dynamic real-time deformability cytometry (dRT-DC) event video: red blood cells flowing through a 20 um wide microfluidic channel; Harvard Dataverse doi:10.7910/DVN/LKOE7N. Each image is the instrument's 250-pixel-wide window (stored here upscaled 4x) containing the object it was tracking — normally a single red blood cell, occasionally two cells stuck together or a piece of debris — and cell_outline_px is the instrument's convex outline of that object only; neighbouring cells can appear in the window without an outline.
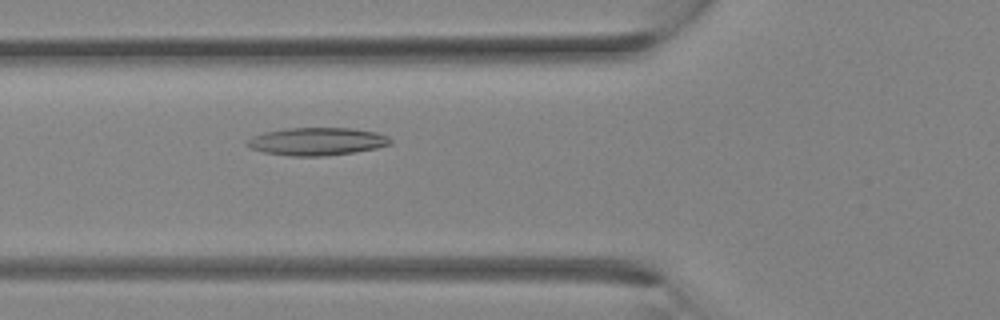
{"species": "Egyptian fruit bat (a non-hibernating species)", "species_latin": "Rousettus aegyptiacus", "temperature_condition": "room temperature", "stored_images_in_passage": 7, "camera_frame_rate_fps": 3000, "um_per_image_px": 0.085, "animal": {"sex": "female"}, "frame": {"image": 1, "passage_image": 7, "time_ms": 2.0, "image_size_px": [1000, 320], "cell_outline_px": [[392, 144], [376, 148], [352, 152], [324, 156], [288, 156], [264, 152], [252, 148], [248, 144], [248, 140], [252, 136], [264, 132], [288, 128], [348, 128], [376, 132], [388, 136], [392, 140]], "centroid_in_image_um": [26.96, 12.02], "position_along_channel_um": 98.8, "area_um2": 23.0}}